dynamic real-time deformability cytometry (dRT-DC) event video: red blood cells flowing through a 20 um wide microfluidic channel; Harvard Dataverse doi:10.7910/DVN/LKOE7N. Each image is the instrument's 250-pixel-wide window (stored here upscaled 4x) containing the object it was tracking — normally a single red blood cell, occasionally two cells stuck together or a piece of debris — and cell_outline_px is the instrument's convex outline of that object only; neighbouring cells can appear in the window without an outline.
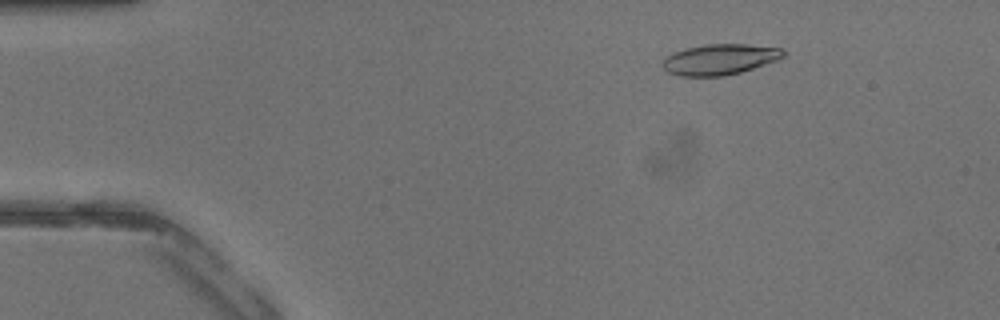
{"species": "common noctule bat (a hibernating species)", "species_latin": "Nyctalus noctula", "temperature_condition": "warm", "stored_images_in_passage": 41, "camera_frame_rate_fps": 3000, "um_per_image_px": 0.085, "animal": {"sex": "male", "body_mass_g": 13.3}, "frame": {"image": 1, "passage_image": 6, "time_ms": 1.667, "image_size_px": [1000, 320], "cell_outline_px": [[784, 56], [776, 60], [740, 72], [724, 76], [680, 76], [668, 72], [660, 64], [668, 56], [676, 52], [688, 48], [704, 44], [744, 44], [780, 48], [784, 52]], "centroid_in_image_um": [61.15, 5.05], "position_along_channel_um": 23.8, "area_um2": 21.21}}
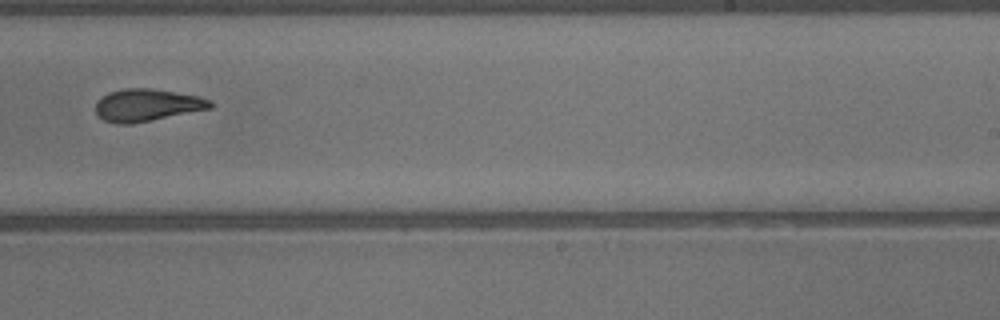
{"frame": {"image": 2, "passage_image": 26, "time_ms": 8.333, "image_size_px": [1000, 320], "cell_outline_px": [[212, 108], [132, 124], [116, 124], [104, 120], [96, 112], [96, 100], [108, 92], [124, 88], [152, 88], [196, 96], [212, 100]], "centroid_in_image_um": [12.46, 8.93], "position_along_channel_um": 276.5, "area_um2": 21.56}}
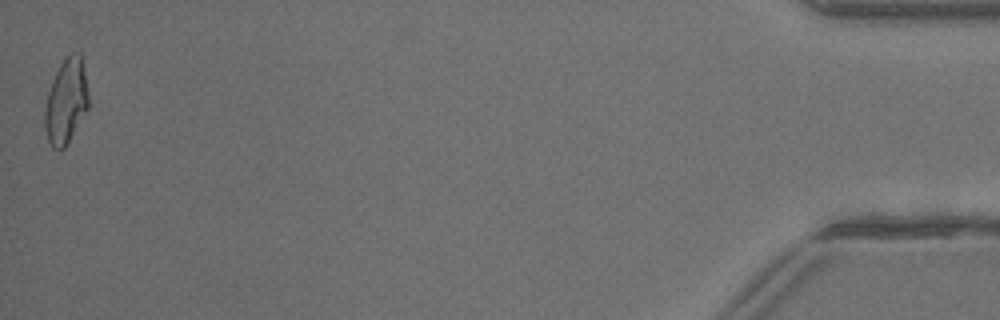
{"frame": {"image": 3, "passage_image": 41, "time_ms": 13.333, "image_size_px": [1000, 320], "cell_outline_px": [[88, 108], [64, 148], [60, 152], [52, 148], [48, 140], [44, 128], [44, 112], [48, 92], [52, 80], [60, 64], [72, 52], [80, 52], [84, 72], [88, 96]], "centroid_in_image_um": [5.59, 8.65], "position_along_channel_um": 429.6, "area_um2": 21.39}}